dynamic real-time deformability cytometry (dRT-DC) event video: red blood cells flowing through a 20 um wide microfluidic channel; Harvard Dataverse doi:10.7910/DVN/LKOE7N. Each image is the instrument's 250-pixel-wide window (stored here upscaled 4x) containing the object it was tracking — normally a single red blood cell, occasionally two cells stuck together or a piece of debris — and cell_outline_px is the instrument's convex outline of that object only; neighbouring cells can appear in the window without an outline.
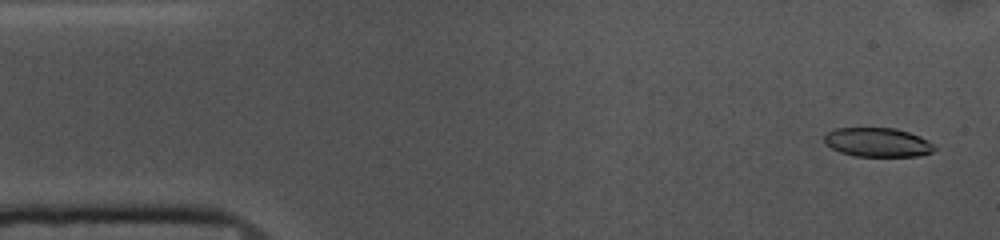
{"species": "common noctule bat (a hibernating species)", "species_latin": "Nyctalus noctula", "temperature_condition": "cold", "stored_images_in_passage": 53, "camera_frame_rate_fps": 3000, "um_per_image_px": 0.085, "animal": {"sex": "female", "body_mass_g": 10.0, "forearm_length_mm": 53.1}, "frame": {"image": 1, "passage_image": 2, "time_ms": 0.333, "image_size_px": [1000, 240], "cell_outline_px": [[936, 148], [932, 152], [916, 156], [856, 156], [840, 152], [824, 144], [824, 136], [828, 132], [836, 128], [896, 128], [920, 136], [928, 140]], "centroid_in_image_um": [74.58, 12.09], "position_along_channel_um": 10.4, "area_um2": 18.61}}
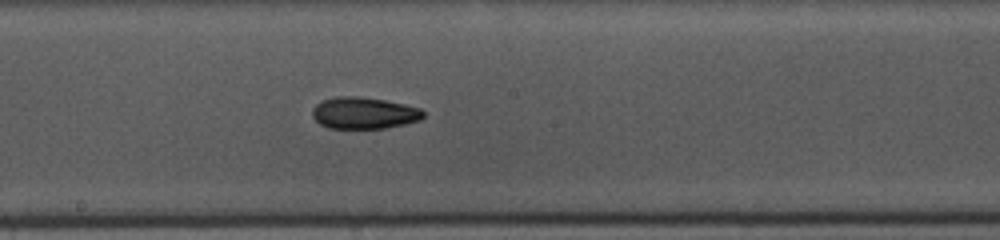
{"frame": {"image": 2, "passage_image": 27, "time_ms": 8.667, "image_size_px": [1000, 240], "cell_outline_px": [[424, 116], [420, 120], [404, 124], [384, 128], [328, 128], [320, 124], [312, 116], [312, 108], [320, 100], [336, 96], [356, 96], [384, 100], [404, 104], [420, 108], [424, 112]], "centroid_in_image_um": [30.9, 9.6], "position_along_channel_um": 217.3, "area_um2": 20.52}}
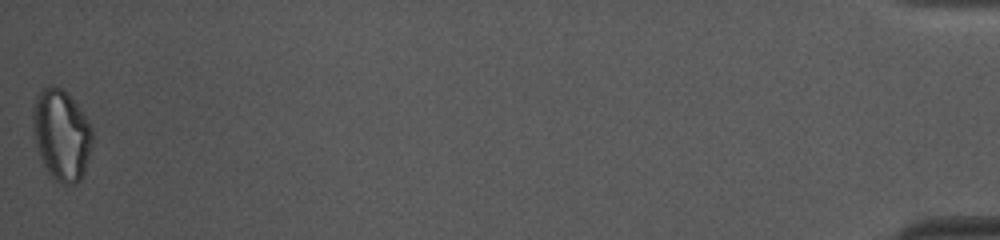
{"frame": {"image": 3, "passage_image": 53, "time_ms": 17.333, "image_size_px": [1000, 240], "cell_outline_px": [[92, 148], [84, 172], [80, 180], [76, 184], [60, 184], [48, 172], [40, 156], [36, 144], [32, 116], [32, 108], [36, 96], [44, 88], [52, 84], [60, 88], [76, 104], [88, 120], [92, 128]], "centroid_in_image_um": [5.23, 11.48], "position_along_channel_um": 430.0, "area_um2": 31.27}, "authors_computed_cell_mechanics": {"area_um2": 20.519, "velocity_mm_per_s": 3.6529, "shape_relaxation_time_tau1_ms": 3.9996, "shape_relaxation_time_tau2_ms": 7.3361, "deformation_change_tau1": 0.1405, "deformation_change_tau2": 0.1218}}